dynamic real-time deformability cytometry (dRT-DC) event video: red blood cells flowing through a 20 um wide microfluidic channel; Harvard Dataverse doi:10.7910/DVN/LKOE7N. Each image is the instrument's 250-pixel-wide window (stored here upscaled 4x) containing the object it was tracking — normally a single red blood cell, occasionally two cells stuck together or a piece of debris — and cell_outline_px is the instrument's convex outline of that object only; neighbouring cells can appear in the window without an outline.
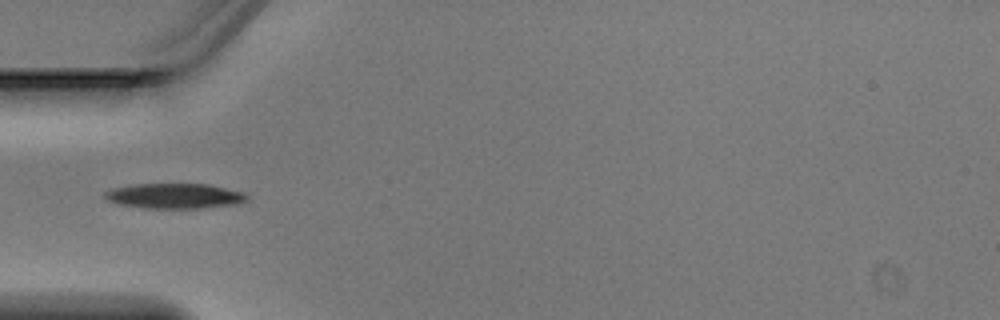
{"species": "Egyptian fruit bat (a non-hibernating species)", "species_latin": "Rousettus aegyptiacus", "temperature_condition": "warm", "stored_images_in_passage": 4, "camera_frame_rate_fps": 3000, "um_per_image_px": 0.085, "animal": {"sex": "male"}, "frame": {"image": 1, "passage_image": 4, "time_ms": 1.0, "image_size_px": [1000, 320], "cell_outline_px": [[248, 200], [236, 204], [200, 208], [144, 208], [120, 204], [108, 200], [104, 196], [104, 192], [112, 188], [136, 184], [208, 184], [244, 192], [248, 196]], "centroid_in_image_um": [14.86, 16.65], "position_along_channel_um": 70.1, "area_um2": 20.75}}